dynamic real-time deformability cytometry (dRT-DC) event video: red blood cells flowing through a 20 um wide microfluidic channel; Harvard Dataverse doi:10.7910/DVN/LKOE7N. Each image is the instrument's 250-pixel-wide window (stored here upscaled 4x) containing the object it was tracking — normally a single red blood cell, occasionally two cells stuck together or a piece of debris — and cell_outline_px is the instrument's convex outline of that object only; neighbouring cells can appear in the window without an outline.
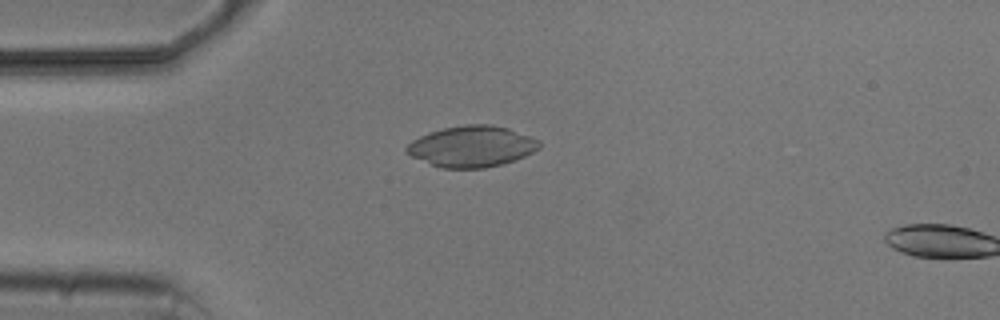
{"species": "common noctule bat (a hibernating species)", "species_latin": "Nyctalus noctula", "temperature_condition": "cold", "stored_images_in_passage": 2, "camera_frame_rate_fps": 3000, "um_per_image_px": 0.085, "animal": {"sex": "male", "body_mass_g": 20.5, "forearm_length_mm": 52.5}, "frame": {"image": 1, "passage_image": 1, "time_ms": 0.0, "image_size_px": [1000, 320], "cell_outline_px": [[540, 148], [524, 156], [500, 164], [484, 168], [440, 168], [412, 156], [404, 152], [404, 148], [412, 140], [428, 132], [444, 128], [464, 124], [492, 124], [508, 128], [532, 136], [540, 140]], "centroid_in_image_um": [40.09, 12.43], "position_along_channel_um": 44.9, "area_um2": 31.79}}